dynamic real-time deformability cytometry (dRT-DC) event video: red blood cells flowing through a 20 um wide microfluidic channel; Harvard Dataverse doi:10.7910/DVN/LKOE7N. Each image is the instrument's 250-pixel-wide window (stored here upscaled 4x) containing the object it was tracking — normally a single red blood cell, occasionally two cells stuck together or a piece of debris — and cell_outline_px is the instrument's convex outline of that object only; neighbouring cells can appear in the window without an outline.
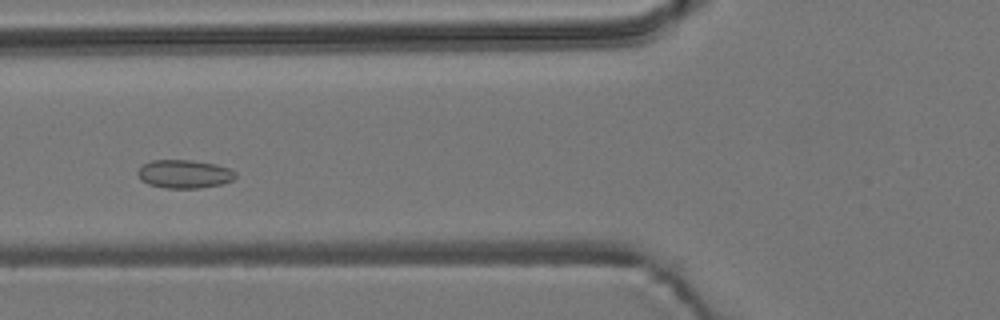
{"species": "common noctule bat (a hibernating species)", "species_latin": "Nyctalus noctula", "temperature_condition": "room temperature", "stored_images_in_passage": 50, "camera_frame_rate_fps": 3000, "um_per_image_px": 0.085, "animal": {"sex": "male", "body_mass_g": 19.2, "forearm_length_mm": 51.8}, "frame": {"image": 1, "passage_image": 15, "time_ms": 4.667, "image_size_px": [1000, 320], "cell_outline_px": [[236, 176], [232, 180], [220, 184], [200, 188], [164, 188], [148, 184], [140, 180], [136, 172], [144, 164], [152, 160], [192, 160], [212, 164], [228, 168], [236, 172]], "centroid_in_image_um": [15.63, 14.8], "position_along_channel_um": 110.2, "area_um2": 16.07}}
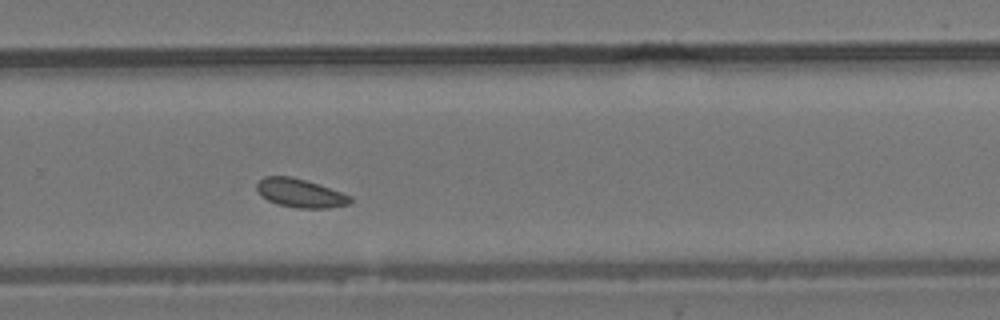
{"frame": {"image": 2, "passage_image": 31, "time_ms": 10.0, "image_size_px": [1000, 320], "cell_outline_px": [[352, 204], [328, 208], [296, 208], [276, 204], [260, 196], [256, 188], [256, 184], [264, 176], [292, 176], [352, 196]], "centroid_in_image_um": [25.5, 16.43], "position_along_channel_um": 304.3, "area_um2": 15.61}}
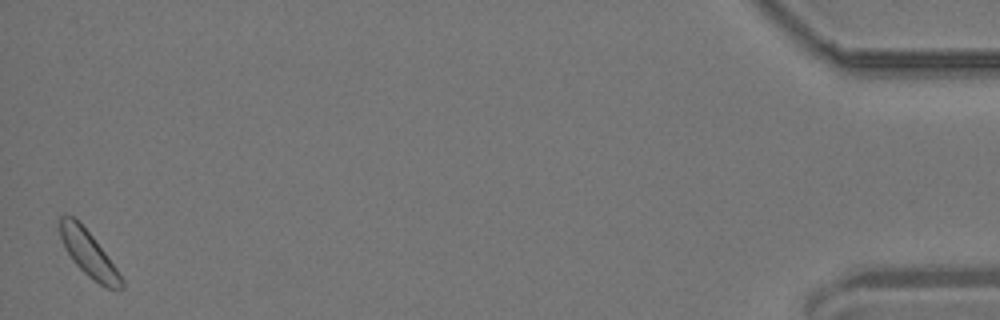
{"frame": {"image": 3, "passage_image": 49, "time_ms": 16.0, "image_size_px": [1000, 320], "cell_outline_px": [[124, 288], [108, 288], [100, 284], [88, 276], [72, 260], [64, 248], [60, 236], [60, 216], [72, 216], [92, 236], [116, 268], [124, 280]], "centroid_in_image_um": [7.53, 21.59], "position_along_channel_um": 427.7, "area_um2": 15.84}, "authors_computed_cell_mechanics": {"area_um2": 15.8661, "velocity_mm_per_s": 3.6591, "shape_relaxation_time_tau1_ms": null, "shape_relaxation_time_tau2_ms": 3.5749, "deformation_change_tau1": null, "deformation_change_tau2": 0.0732}}